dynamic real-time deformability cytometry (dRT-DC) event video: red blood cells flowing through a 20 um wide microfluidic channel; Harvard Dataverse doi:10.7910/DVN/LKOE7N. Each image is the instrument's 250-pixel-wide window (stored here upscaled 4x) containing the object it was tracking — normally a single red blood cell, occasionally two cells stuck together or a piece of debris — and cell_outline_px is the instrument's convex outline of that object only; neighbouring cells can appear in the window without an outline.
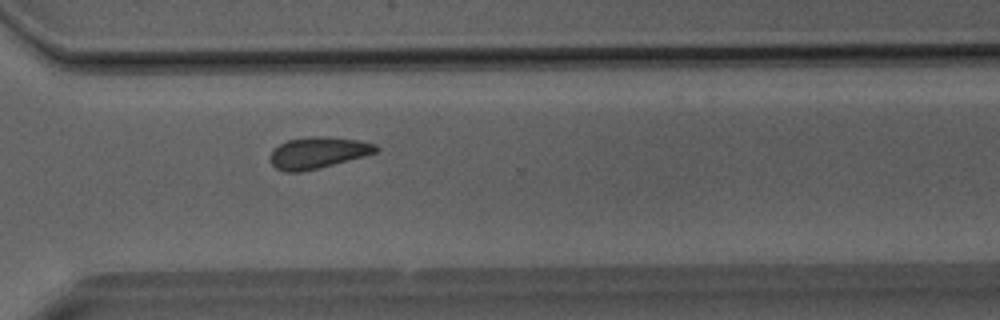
{"species": "Egyptian fruit bat (a non-hibernating species)", "species_latin": "Rousettus aegyptiacus", "temperature_condition": "room temperature", "stored_images_in_passage": 33, "camera_frame_rate_fps": 3000, "um_per_image_px": 0.085, "animal": {"sex": "male"}, "frame": {"image": 1, "passage_image": 22, "time_ms": 7.0, "image_size_px": [1000, 320], "cell_outline_px": [[380, 148], [376, 152], [364, 156], [300, 172], [284, 172], [276, 168], [272, 164], [272, 152], [280, 144], [288, 140], [316, 136], [328, 136], [360, 140], [376, 144]], "centroid_in_image_um": [27.07, 12.97], "position_along_channel_um": 343.5, "area_um2": 19.02}}
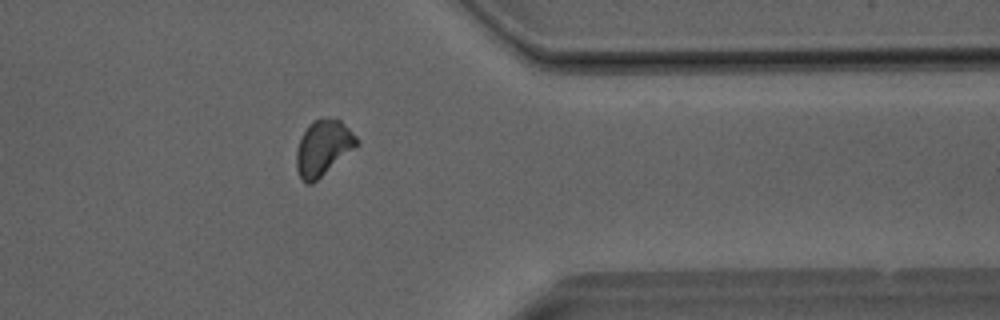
{"frame": {"image": 2, "passage_image": 25, "time_ms": 8.0, "image_size_px": [1000, 320], "cell_outline_px": [[360, 144], [312, 184], [304, 184], [300, 180], [296, 168], [296, 152], [300, 136], [308, 124], [312, 120], [340, 120], [360, 140]], "centroid_in_image_um": [27.44, 12.61], "position_along_channel_um": 384.0, "area_um2": 19.54}}
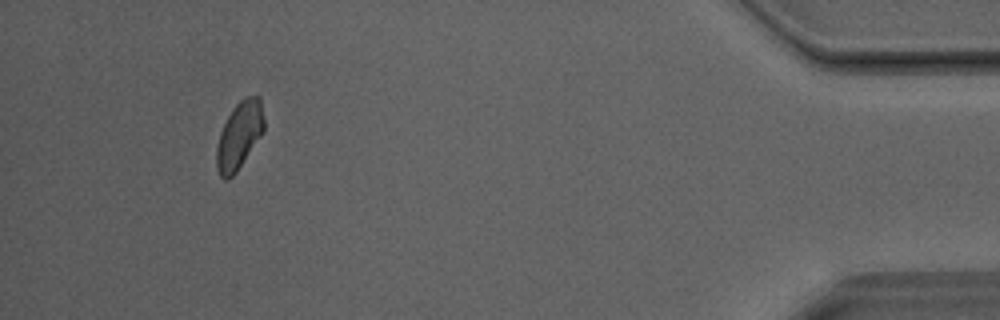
{"frame": {"image": 3, "passage_image": 30, "time_ms": 9.667, "image_size_px": [1000, 320], "cell_outline_px": [[264, 132], [236, 172], [228, 180], [224, 180], [220, 176], [216, 168], [216, 148], [220, 132], [232, 108], [244, 96], [260, 96], [264, 120]], "centroid_in_image_um": [20.34, 11.51], "position_along_channel_um": 414.9, "area_um2": 18.73}}